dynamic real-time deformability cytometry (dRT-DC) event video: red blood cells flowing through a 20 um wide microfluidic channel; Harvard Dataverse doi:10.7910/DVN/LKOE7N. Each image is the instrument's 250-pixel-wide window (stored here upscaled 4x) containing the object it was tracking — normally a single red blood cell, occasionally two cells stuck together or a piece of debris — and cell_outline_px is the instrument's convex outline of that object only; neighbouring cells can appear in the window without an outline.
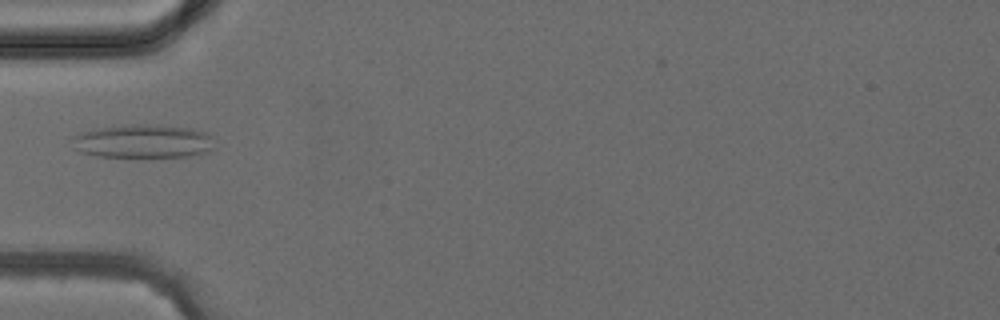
{"species": "common noctule bat (a hibernating species)", "species_latin": "Nyctalus noctula", "temperature_condition": "cold", "stored_images_in_passage": 4, "camera_frame_rate_fps": 3000, "um_per_image_px": 0.085, "animal": {"sex": "female", "body_mass_g": 24.6, "forearm_length_mm": 56.2}, "frame": {"image": 1, "passage_image": 4, "time_ms": 4.333, "image_size_px": [1000, 320], "cell_outline_px": [[212, 148], [208, 152], [188, 156], [96, 156], [80, 152], [72, 148], [72, 136], [84, 132], [100, 128], [132, 124], [156, 124], [188, 128], [208, 132], [212, 136]], "centroid_in_image_um": [12.15, 12.0], "position_along_channel_um": 72.8, "area_um2": 27.69}}